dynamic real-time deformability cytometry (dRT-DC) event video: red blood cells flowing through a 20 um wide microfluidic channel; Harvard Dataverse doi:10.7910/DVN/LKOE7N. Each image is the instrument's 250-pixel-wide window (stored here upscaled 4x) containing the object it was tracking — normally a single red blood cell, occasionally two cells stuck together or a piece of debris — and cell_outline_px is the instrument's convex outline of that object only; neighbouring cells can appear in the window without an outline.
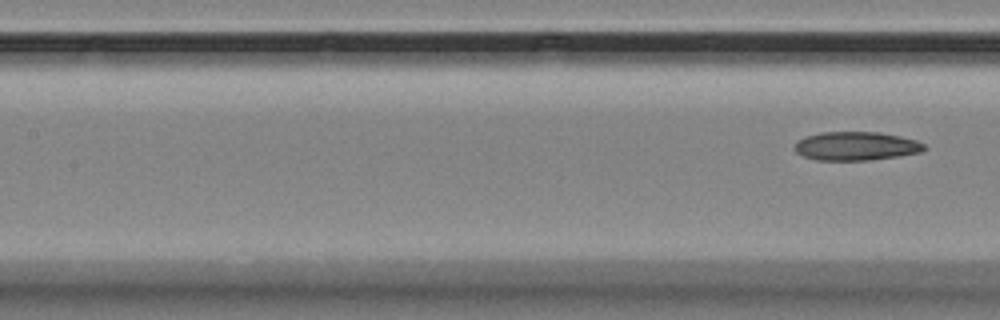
{"species": "Egyptian fruit bat (a non-hibernating species)", "species_latin": "Rousettus aegyptiacus", "temperature_condition": "room temperature", "stored_images_in_passage": 7, "segment_of_instrument_passage": [2, 2], "camera_frame_rate_fps": 3000, "um_per_image_px": 0.085, "animal": {"sex": "female"}, "frame": {"image": 1, "passage_image": 7, "time_ms": 8.667, "image_size_px": [1000, 320], "cell_outline_px": [[928, 148], [920, 152], [896, 156], [868, 160], [816, 160], [804, 156], [796, 152], [792, 148], [796, 140], [804, 136], [820, 132], [880, 132], [900, 136], [916, 140], [924, 144]], "centroid_in_image_um": [72.71, 12.4], "position_along_channel_um": 134.7, "area_um2": 21.79}}